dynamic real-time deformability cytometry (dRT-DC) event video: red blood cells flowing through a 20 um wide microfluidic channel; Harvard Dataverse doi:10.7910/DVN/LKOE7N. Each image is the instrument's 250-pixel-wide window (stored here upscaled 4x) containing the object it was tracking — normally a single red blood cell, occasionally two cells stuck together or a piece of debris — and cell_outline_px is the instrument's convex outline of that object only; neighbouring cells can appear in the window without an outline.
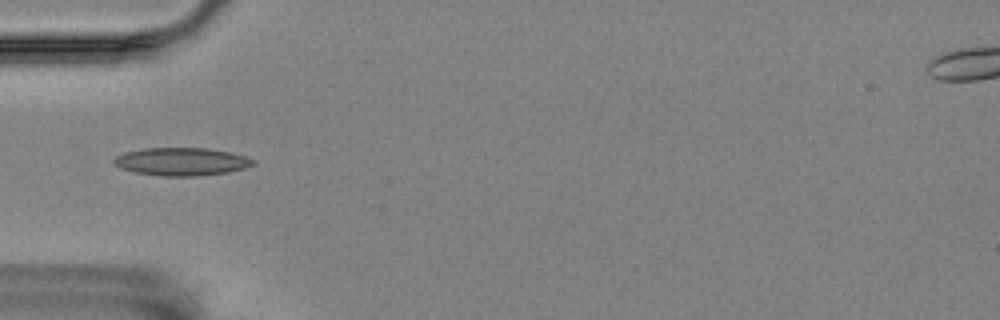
{"species": "Egyptian fruit bat (a non-hibernating species)", "species_latin": "Rousettus aegyptiacus", "temperature_condition": "room temperature", "stored_images_in_passage": 7, "camera_frame_rate_fps": 3000, "um_per_image_px": 0.085, "animal": {"sex": "female"}, "frame": {"image": 1, "passage_image": 4, "time_ms": 1.0, "image_size_px": [1000, 320], "cell_outline_px": [[256, 164], [244, 168], [228, 172], [200, 176], [160, 176], [136, 172], [120, 168], [112, 164], [112, 160], [116, 156], [124, 152], [144, 148], [208, 148], [228, 152], [244, 156], [256, 160]], "centroid_in_image_um": [15.41, 13.74], "position_along_channel_um": 69.6, "area_um2": 22.77}}
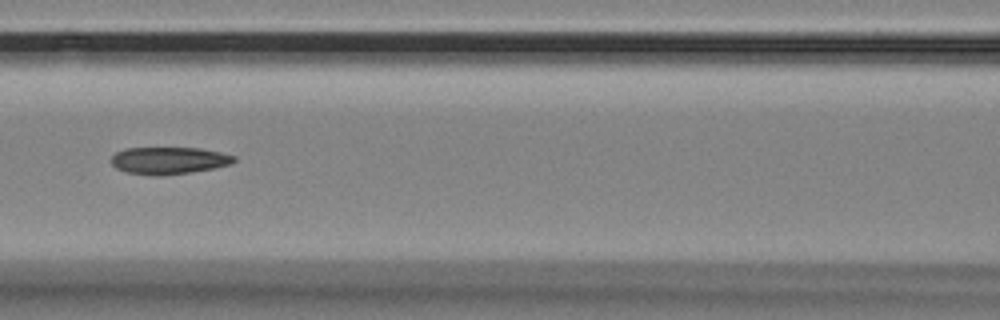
{"frame": {"image": 2, "passage_image": 6, "time_ms": 1.667, "image_size_px": [1000, 320], "cell_outline_px": [[236, 160], [232, 164], [212, 168], [188, 172], [160, 176], [152, 176], [124, 172], [116, 168], [112, 164], [112, 156], [116, 152], [124, 148], [200, 148], [220, 152], [236, 156]], "centroid_in_image_um": [14.33, 13.64], "position_along_channel_um": 152.3, "area_um2": 19.48}}
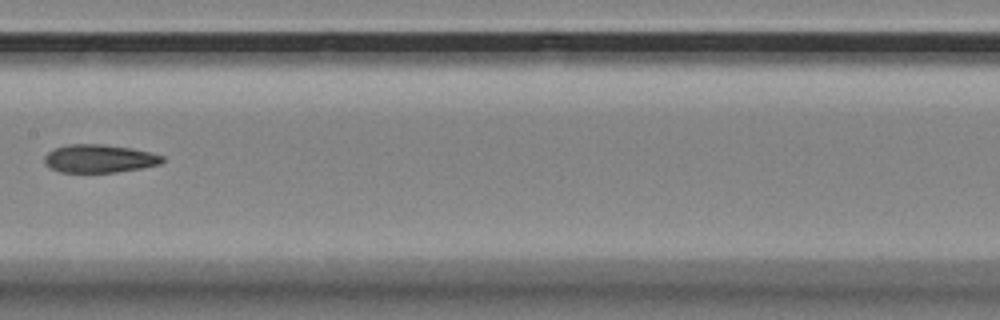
{"frame": {"image": 3, "passage_image": 7, "time_ms": 2.0, "image_size_px": [1000, 320], "cell_outline_px": [[164, 160], [160, 164], [140, 168], [116, 172], [60, 172], [44, 164], [44, 156], [48, 152], [56, 148], [68, 144], [100, 144], [132, 148], [164, 156]], "centroid_in_image_um": [8.42, 13.48], "position_along_channel_um": 199.0, "area_um2": 19.19}}